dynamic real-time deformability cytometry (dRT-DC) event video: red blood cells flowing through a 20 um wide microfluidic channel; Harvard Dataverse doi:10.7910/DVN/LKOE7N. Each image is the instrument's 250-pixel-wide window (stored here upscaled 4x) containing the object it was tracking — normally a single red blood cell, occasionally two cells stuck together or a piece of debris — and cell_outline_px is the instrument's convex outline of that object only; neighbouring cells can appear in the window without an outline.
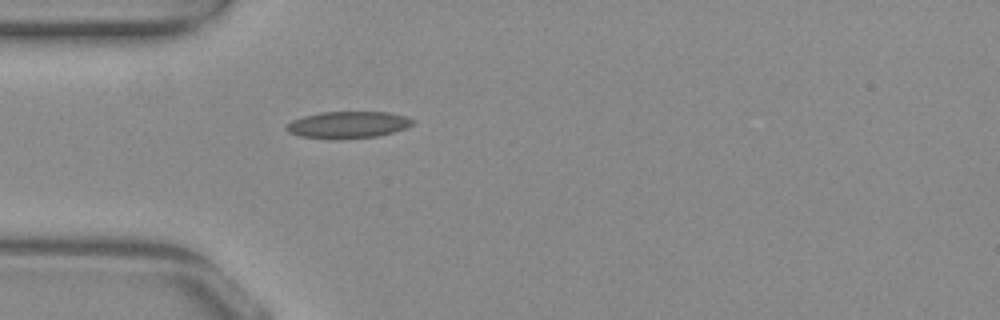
{"species": "common noctule bat (a hibernating species)", "species_latin": "Nyctalus noctula", "temperature_condition": "warm", "stored_images_in_passage": 33, "camera_frame_rate_fps": 3000, "um_per_image_px": 0.085, "animal": {"sex": "female", "body_mass_g": 29.2, "forearm_length_mm": 56.3}, "frame": {"image": 1, "passage_image": 1, "time_ms": 0.0, "image_size_px": [1000, 320], "cell_outline_px": [[416, 124], [392, 132], [376, 136], [300, 136], [288, 132], [284, 128], [292, 120], [304, 116], [320, 112], [388, 112], [404, 116], [416, 120]], "centroid_in_image_um": [29.62, 10.55], "position_along_channel_um": 55.4, "area_um2": 18.73}}
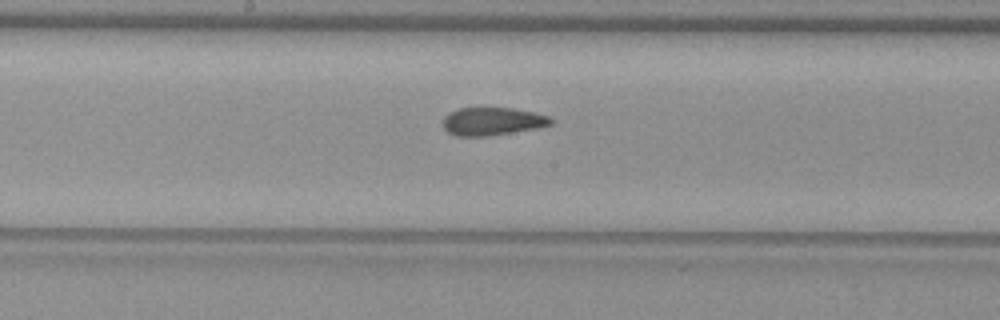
{"frame": {"image": 2, "passage_image": 13, "time_ms": 4.0, "image_size_px": [1000, 320], "cell_outline_px": [[552, 124], [536, 128], [488, 136], [456, 136], [448, 132], [444, 128], [444, 116], [448, 112], [456, 108], [512, 108], [532, 112], [548, 116], [552, 120]], "centroid_in_image_um": [41.8, 10.31], "position_along_channel_um": 206.4, "area_um2": 17.46}}
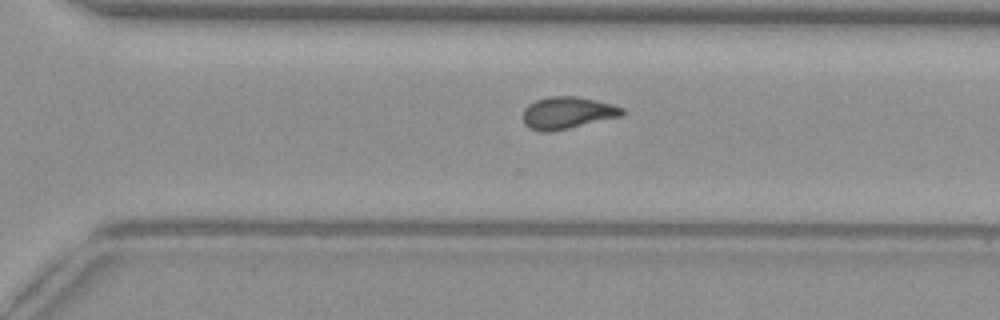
{"frame": {"image": 3, "passage_image": 22, "time_ms": 7.0, "image_size_px": [1000, 320], "cell_outline_px": [[624, 116], [552, 132], [540, 132], [528, 128], [524, 124], [524, 108], [528, 104], [536, 100], [548, 96], [576, 96], [612, 104], [624, 108]], "centroid_in_image_um": [48.23, 9.6], "position_along_channel_um": 322.4, "area_um2": 18.79}, "authors_computed_cell_mechanics": {"area_um2": 18.6694, "velocity_mm_per_s": 3.8822, "shape_relaxation_time_tau1_ms": null, "shape_relaxation_time_tau2_ms": 1.4293, "deformation_change_tau1": null, "deformation_change_tau2": 0.0768}}